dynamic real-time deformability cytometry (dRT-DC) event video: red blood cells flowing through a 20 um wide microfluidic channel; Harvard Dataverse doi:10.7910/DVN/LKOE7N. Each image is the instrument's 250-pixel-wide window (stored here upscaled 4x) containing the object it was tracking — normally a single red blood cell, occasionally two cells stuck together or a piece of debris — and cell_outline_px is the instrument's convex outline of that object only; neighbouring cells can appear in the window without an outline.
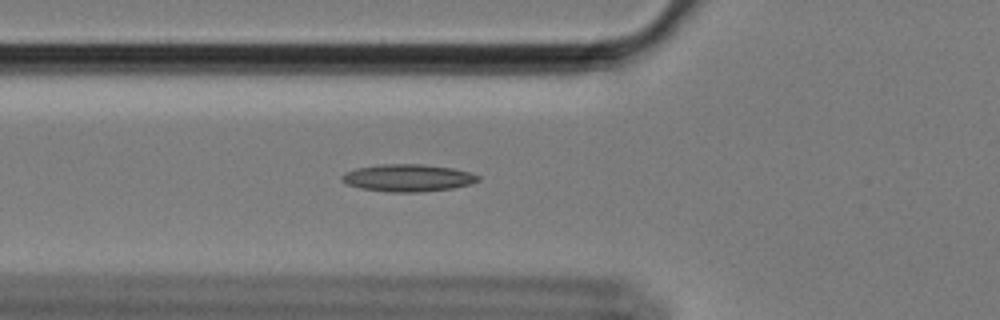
{"species": "Egyptian fruit bat (a non-hibernating species)", "species_latin": "Rousettus aegyptiacus", "temperature_condition": "cold", "stored_images_in_passage": 25, "camera_frame_rate_fps": 3000, "um_per_image_px": 0.085, "animal": {"sex": "female"}, "frame": {"image": 1, "passage_image": 10, "time_ms": 3.0, "image_size_px": [1000, 320], "cell_outline_px": [[480, 180], [472, 184], [452, 188], [420, 192], [388, 192], [360, 188], [344, 184], [340, 180], [340, 176], [344, 172], [356, 168], [380, 164], [420, 164], [452, 168], [468, 172], [480, 176]], "centroid_in_image_um": [34.62, 15.12], "position_along_channel_um": 91.2, "area_um2": 21.85}}
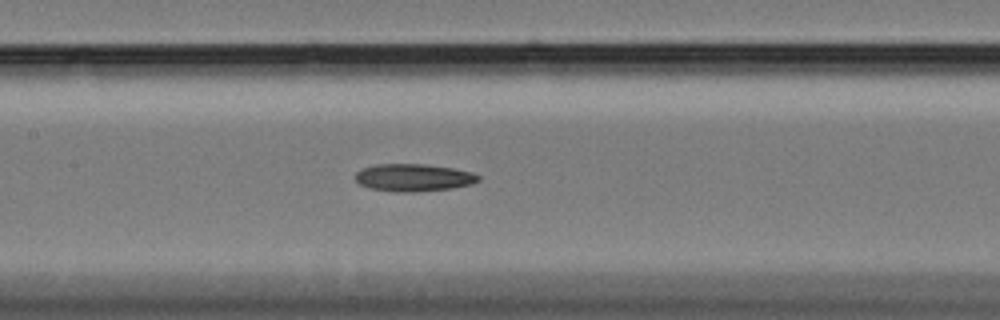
{"frame": {"image": 2, "passage_image": 17, "time_ms": 5.333, "image_size_px": [1000, 320], "cell_outline_px": [[480, 180], [472, 184], [452, 188], [412, 192], [396, 192], [372, 188], [360, 184], [356, 180], [356, 172], [364, 168], [376, 164], [424, 164], [452, 168], [472, 172], [480, 176]], "centroid_in_image_um": [35.18, 15.09], "position_along_channel_um": 172.2, "area_um2": 19.54}}
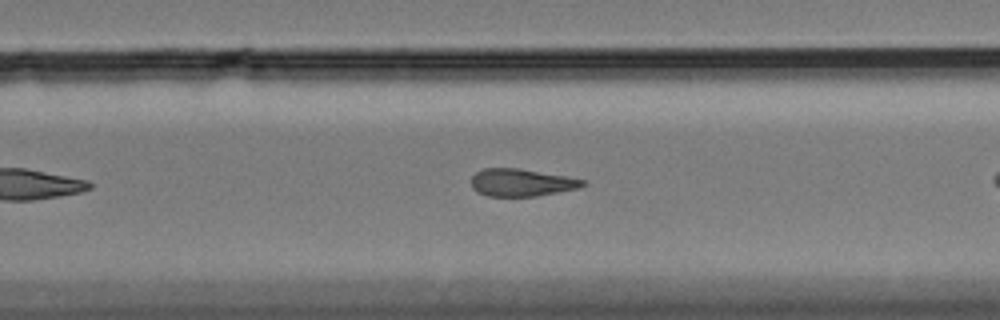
{"frame": {"image": 3, "passage_image": 23, "time_ms": 7.333, "image_size_px": [1000, 320], "cell_outline_px": [[588, 184], [576, 188], [536, 196], [488, 196], [476, 192], [472, 188], [472, 176], [476, 172], [484, 168], [520, 168], [568, 176], [588, 180]], "centroid_in_image_um": [44.34, 15.5], "position_along_channel_um": 285.5, "area_um2": 17.98}}